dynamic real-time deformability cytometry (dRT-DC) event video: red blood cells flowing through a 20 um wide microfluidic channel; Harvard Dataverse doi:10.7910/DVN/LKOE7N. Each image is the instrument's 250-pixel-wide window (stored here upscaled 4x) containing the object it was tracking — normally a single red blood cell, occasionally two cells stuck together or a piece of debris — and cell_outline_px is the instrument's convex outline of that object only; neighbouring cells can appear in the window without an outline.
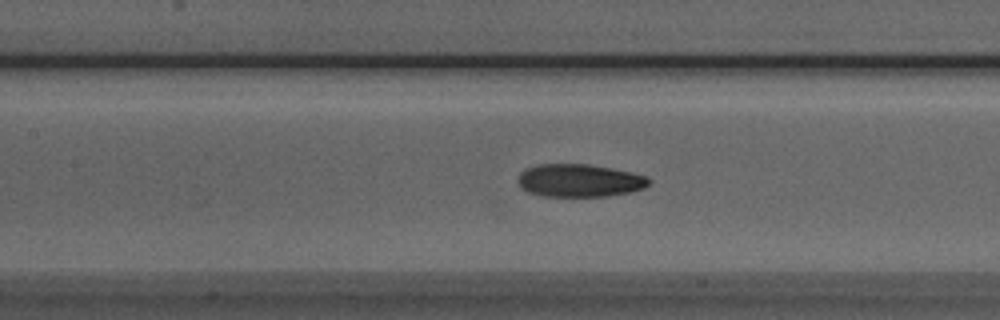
{"species": "Egyptian fruit bat (a non-hibernating species)", "species_latin": "Rousettus aegyptiacus", "temperature_condition": "room temperature", "stored_images_in_passage": 33, "camera_frame_rate_fps": 3000, "um_per_image_px": 0.085, "animal": {"sex": "male"}, "frame": {"image": 1, "passage_image": 8, "time_ms": 2.333, "image_size_px": [1000, 320], "cell_outline_px": [[652, 180], [644, 188], [632, 192], [604, 196], [544, 196], [528, 192], [520, 188], [520, 172], [524, 168], [536, 164], [588, 164], [612, 168], [632, 172], [648, 176]], "centroid_in_image_um": [49.28, 15.33], "position_along_channel_um": 158.1, "area_um2": 25.2}}
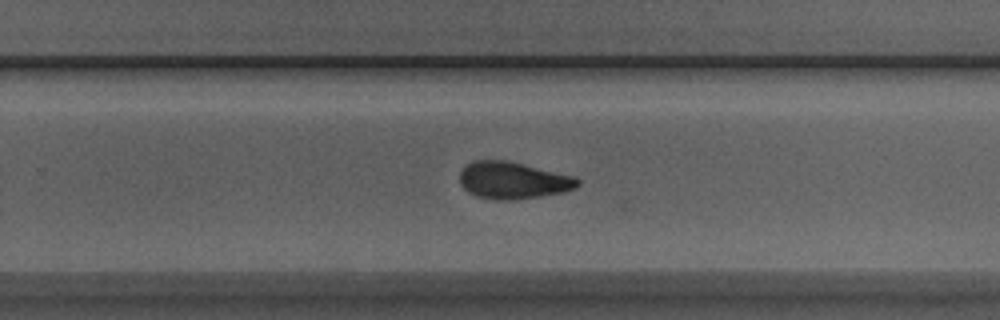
{"frame": {"image": 2, "passage_image": 18, "time_ms": 5.667, "image_size_px": [1000, 320], "cell_outline_px": [[580, 184], [576, 188], [564, 192], [516, 200], [492, 200], [476, 196], [468, 192], [460, 184], [460, 172], [472, 160], [504, 160], [576, 176], [580, 180]], "centroid_in_image_um": [43.62, 15.34], "position_along_channel_um": 286.2, "area_um2": 25.55}}
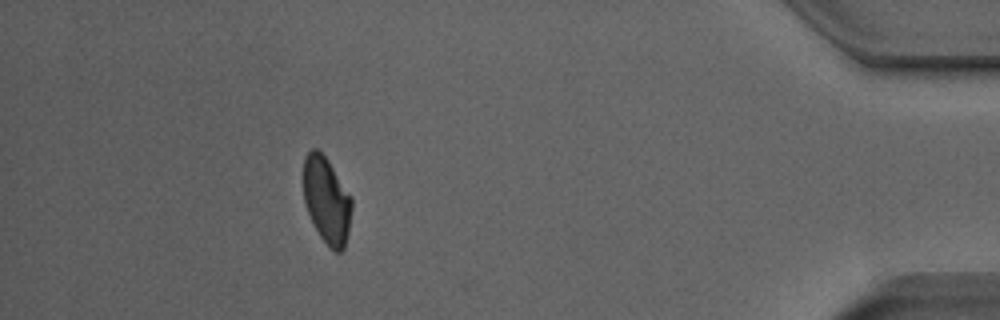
{"frame": {"image": 3, "passage_image": 32, "time_ms": 10.333, "image_size_px": [1000, 320], "cell_outline_px": [[352, 208], [348, 232], [344, 248], [340, 252], [336, 252], [328, 248], [320, 236], [308, 212], [304, 200], [304, 156], [312, 148], [316, 148], [328, 160], [352, 196]], "centroid_in_image_um": [27.78, 17.02], "position_along_channel_um": 407.4, "area_um2": 24.33}, "authors_computed_cell_mechanics": {"area_um2": 25.5476, "velocity_mm_per_s": 3.8574, "shape_relaxation_time_tau1_ms": 4.0741, "shape_relaxation_time_tau2_ms": 2.6991, "deformation_change_tau1": 0.1564, "deformation_change_tau2": 0.0888}}